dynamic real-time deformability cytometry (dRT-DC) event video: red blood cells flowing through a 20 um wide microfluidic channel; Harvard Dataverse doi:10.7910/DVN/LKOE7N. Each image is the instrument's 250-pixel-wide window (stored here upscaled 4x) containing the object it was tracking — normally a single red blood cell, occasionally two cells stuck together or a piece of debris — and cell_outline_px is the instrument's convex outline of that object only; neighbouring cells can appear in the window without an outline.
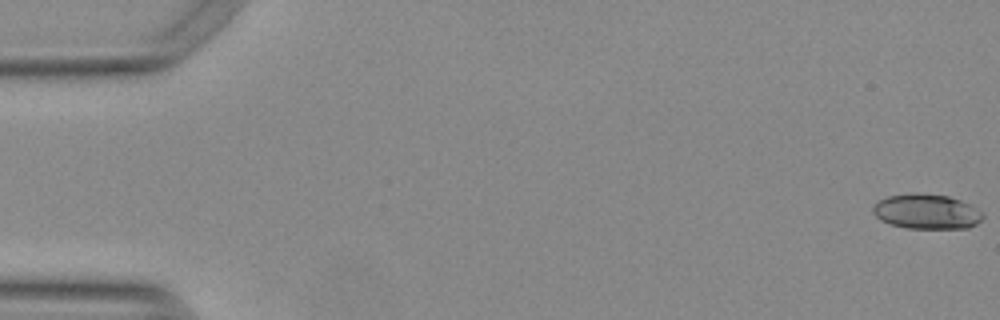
{"species": "Egyptian fruit bat (a non-hibernating species)", "species_latin": "Rousettus aegyptiacus", "temperature_condition": "warm", "stored_images_in_passage": 54, "camera_frame_rate_fps": 3000, "um_per_image_px": 0.085, "animal": {"sex": "female"}, "frame": {"image": 1, "passage_image": 1, "time_ms": 0.0, "image_size_px": [1000, 320], "cell_outline_px": [[984, 216], [976, 224], [968, 228], [908, 228], [892, 224], [880, 220], [872, 212], [872, 208], [880, 200], [888, 196], [912, 192], [916, 192], [948, 196], [960, 200], [968, 204], [980, 212]], "centroid_in_image_um": [78.73, 17.97], "position_along_channel_um": 6.3, "area_um2": 22.14}}
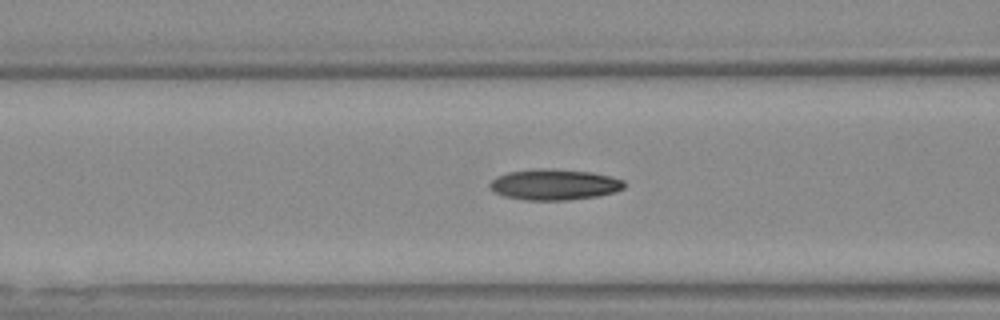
{"frame": {"image": 2, "passage_image": 22, "time_ms": 7.0, "image_size_px": [1000, 320], "cell_outline_px": [[624, 188], [616, 192], [596, 196], [568, 200], [524, 200], [504, 196], [496, 192], [488, 184], [496, 176], [508, 172], [540, 168], [552, 168], [592, 172], [624, 180]], "centroid_in_image_um": [47.12, 15.68], "position_along_channel_um": 119.5, "area_um2": 24.16}}
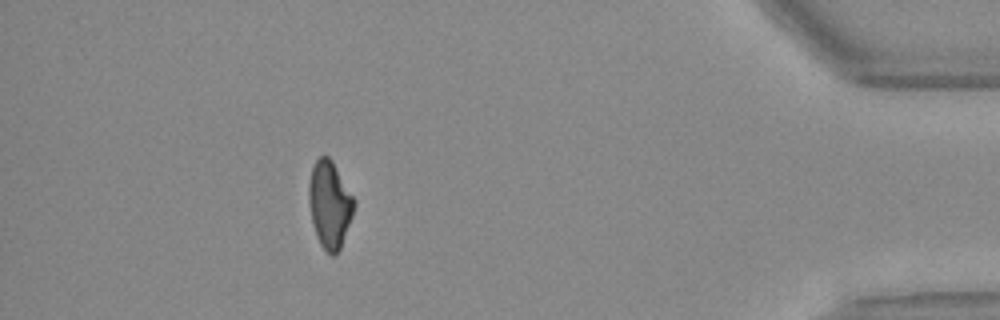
{"frame": {"image": 3, "passage_image": 49, "time_ms": 16.0, "image_size_px": [1000, 320], "cell_outline_px": [[356, 204], [352, 216], [340, 248], [336, 256], [332, 256], [320, 244], [316, 236], [312, 220], [308, 200], [308, 188], [312, 168], [316, 160], [320, 156], [328, 156], [332, 160], [356, 200]], "centroid_in_image_um": [28.03, 17.37], "position_along_channel_um": 407.2, "area_um2": 22.89}, "authors_computed_cell_mechanics": {"area_um2": 22.8888, "velocity_mm_per_s": 3.7867, "shape_relaxation_time_tau1_ms": 10.2703, "shape_relaxation_time_tau2_ms": 3.9049, "deformation_change_tau1": 0.2502, "deformation_change_tau2": 0.1026}}